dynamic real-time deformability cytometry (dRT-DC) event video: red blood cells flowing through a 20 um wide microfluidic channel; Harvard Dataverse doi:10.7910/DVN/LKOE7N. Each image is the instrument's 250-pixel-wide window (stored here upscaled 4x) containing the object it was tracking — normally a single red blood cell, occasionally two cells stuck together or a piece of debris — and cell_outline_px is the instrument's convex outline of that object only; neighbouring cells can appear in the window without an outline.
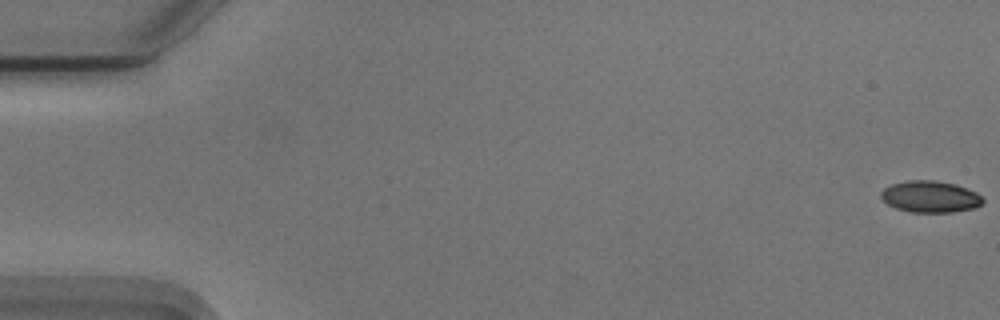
{"species": "Egyptian fruit bat (a non-hibernating species)", "species_latin": "Rousettus aegyptiacus", "temperature_condition": "cold", "stored_images_in_passage": 57, "camera_frame_rate_fps": 3000, "um_per_image_px": 0.085, "animal": {"sex": "male"}, "frame": {"image": 1, "passage_image": 1, "time_ms": 0.0, "image_size_px": [1000, 320], "cell_outline_px": [[984, 200], [976, 208], [952, 212], [912, 212], [896, 208], [888, 204], [880, 196], [880, 192], [884, 188], [892, 184], [908, 180], [936, 180], [956, 184], [976, 192]], "centroid_in_image_um": [79.07, 16.71], "position_along_channel_um": 5.9, "area_um2": 18.73}}
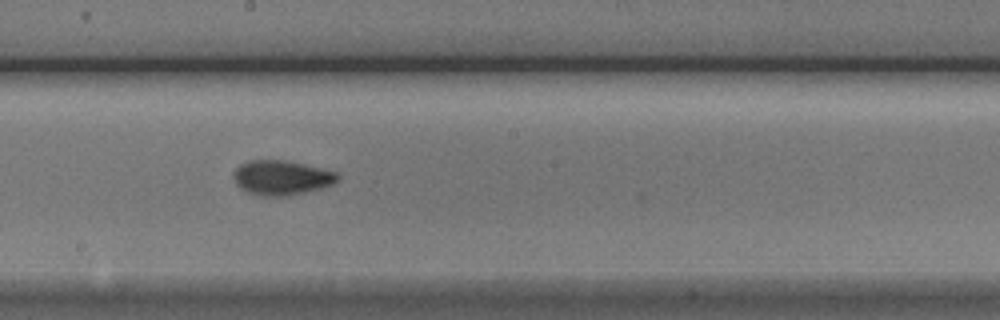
{"frame": {"image": 2, "passage_image": 31, "time_ms": 10.0, "image_size_px": [1000, 320], "cell_outline_px": [[340, 176], [332, 184], [320, 188], [288, 196], [264, 196], [248, 192], [240, 188], [236, 184], [236, 168], [240, 164], [248, 160], [284, 160], [320, 168], [336, 172]], "centroid_in_image_um": [23.93, 15.1], "position_along_channel_um": 224.3, "area_um2": 20.58}}
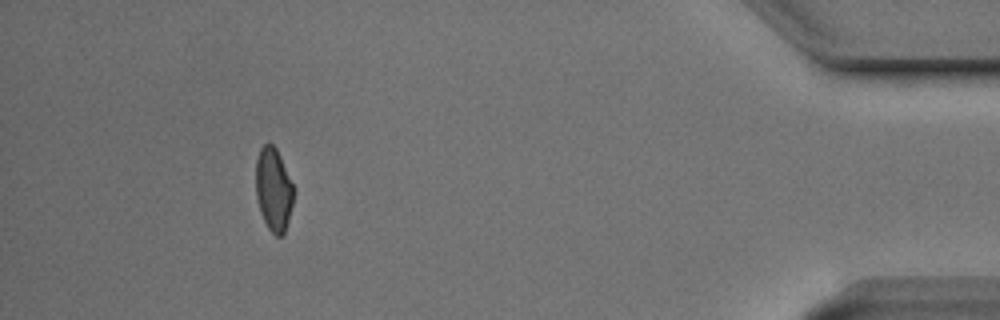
{"frame": {"image": 3, "passage_image": 51, "time_ms": 16.667, "image_size_px": [1000, 320], "cell_outline_px": [[296, 188], [288, 220], [284, 232], [280, 236], [276, 236], [268, 228], [260, 212], [256, 196], [256, 160], [260, 148], [264, 144], [272, 144], [276, 148]], "centroid_in_image_um": [23.26, 16.08], "position_along_channel_um": 411.9, "area_um2": 18.44}, "authors_computed_cell_mechanics": {"area_um2": 19.3052, "velocity_mm_per_s": 3.7398, "shape_relaxation_time_tau1_ms": 3.9357, "shape_relaxation_time_tau2_ms": 2.0741, "deformation_change_tau1": 0.1211, "deformation_change_tau2": 0.0746}}